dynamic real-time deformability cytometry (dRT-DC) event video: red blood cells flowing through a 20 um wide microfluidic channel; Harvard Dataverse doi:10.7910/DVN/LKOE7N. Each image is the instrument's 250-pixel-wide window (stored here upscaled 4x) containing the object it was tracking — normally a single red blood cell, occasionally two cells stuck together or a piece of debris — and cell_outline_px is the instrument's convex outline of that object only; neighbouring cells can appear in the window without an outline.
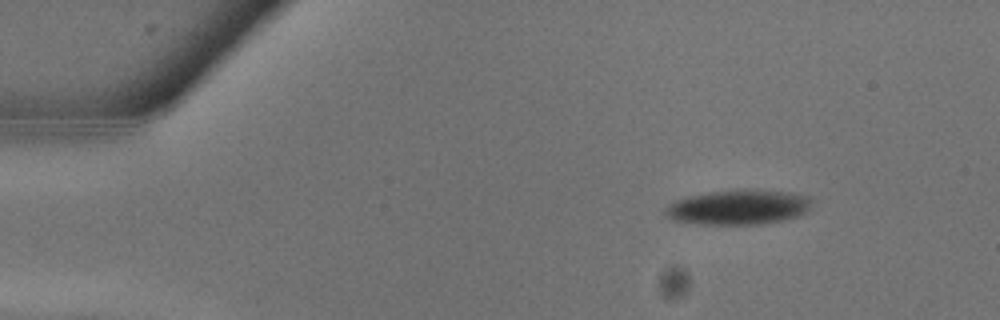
{"species": "common noctule bat (a hibernating species)", "species_latin": "Nyctalus noctula", "temperature_condition": "warm", "stored_images_in_passage": 12, "camera_frame_rate_fps": 3000, "um_per_image_px": 0.085, "animal": {"sex": "male", "body_mass_g": 13.3}, "frame": {"image": 1, "passage_image": 1, "time_ms": 0.0, "image_size_px": [1000, 320], "cell_outline_px": [[812, 200], [796, 216], [784, 220], [764, 224], [700, 224], [676, 220], [668, 216], [664, 212], [676, 200], [692, 196], [712, 192], [788, 192], [808, 196]], "centroid_in_image_um": [62.73, 17.66], "position_along_channel_um": 22.3, "area_um2": 27.92}}
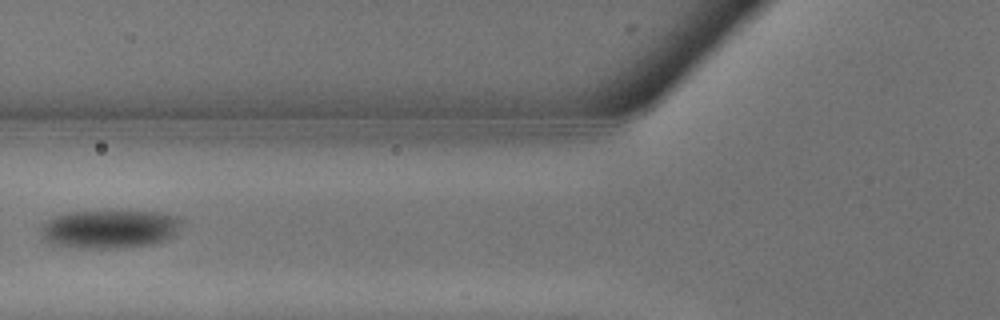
{"frame": {"image": 2, "passage_image": 8, "time_ms": 2.333, "image_size_px": [1000, 320], "cell_outline_px": [[180, 224], [176, 236], [168, 240], [152, 244], [128, 248], [76, 248], [48, 244], [44, 240], [44, 224], [48, 220], [56, 216], [72, 212], [104, 208], [120, 208], [164, 212], [176, 216], [180, 220]], "centroid_in_image_um": [9.4, 19.42], "position_along_channel_um": 116.4, "area_um2": 33.0}}
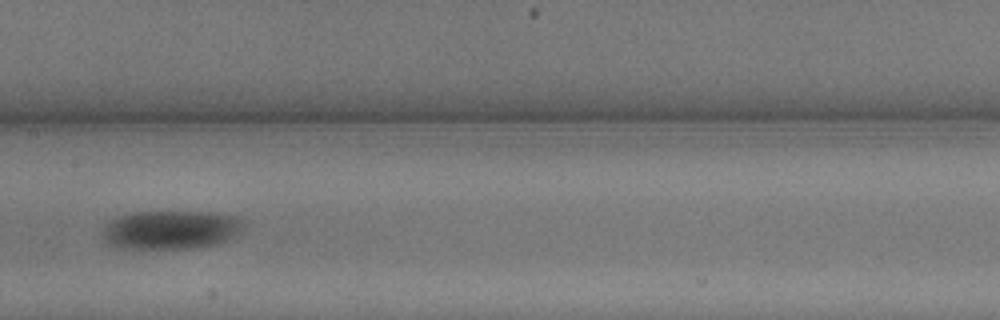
{"frame": {"image": 3, "passage_image": 11, "time_ms": 3.333, "image_size_px": [1000, 320], "cell_outline_px": [[244, 228], [240, 232], [228, 240], [216, 244], [200, 248], [120, 248], [104, 240], [104, 228], [112, 220], [120, 216], [132, 212], [208, 212], [232, 216], [244, 220]], "centroid_in_image_um": [14.58, 19.53], "position_along_channel_um": 192.8, "area_um2": 31.56}}